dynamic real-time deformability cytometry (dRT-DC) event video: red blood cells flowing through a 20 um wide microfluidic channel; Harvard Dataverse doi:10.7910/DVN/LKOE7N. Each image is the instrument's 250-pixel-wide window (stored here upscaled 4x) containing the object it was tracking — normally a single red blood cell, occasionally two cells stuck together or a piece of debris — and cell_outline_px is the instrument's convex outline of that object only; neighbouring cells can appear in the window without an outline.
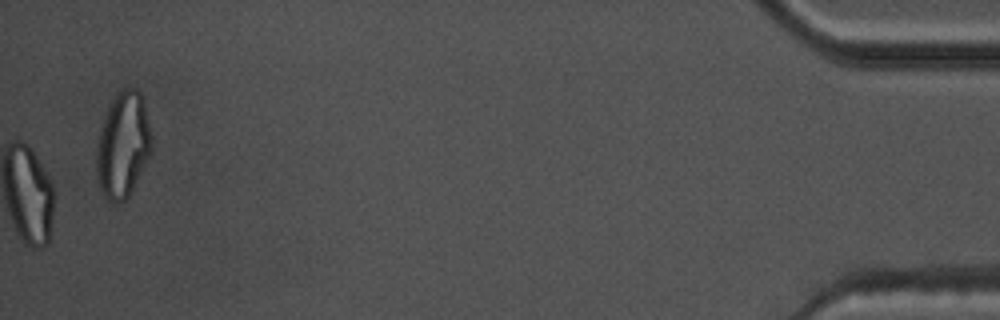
{"species": "common noctule bat (a hibernating species)", "species_latin": "Nyctalus noctula", "temperature_condition": "warm", "stored_images_in_passage": 50, "camera_frame_rate_fps": 3000, "um_per_image_px": 0.085, "animal": {"sex": "male", "body_mass_g": 17.5, "forearm_length_mm": 52.3}, "frame": {"image": 1, "passage_image": 50, "time_ms": 16.333, "image_size_px": [1000, 320], "cell_outline_px": [[152, 148], [128, 196], [124, 200], [112, 204], [104, 196], [100, 188], [96, 172], [96, 148], [100, 128], [104, 116], [112, 100], [124, 88], [136, 88], [140, 92], [144, 104], [152, 136]], "centroid_in_image_um": [10.43, 12.32], "position_along_channel_um": 424.8, "area_um2": 33.47}, "authors_computed_cell_mechanics": {"area_um2": 21.097, "velocity_mm_per_s": 3.7931, "shape_relaxation_time_tau1_ms": null, "shape_relaxation_time_tau2_ms": 2.1127, "deformation_change_tau1": null, "deformation_change_tau2": 0.0903}}